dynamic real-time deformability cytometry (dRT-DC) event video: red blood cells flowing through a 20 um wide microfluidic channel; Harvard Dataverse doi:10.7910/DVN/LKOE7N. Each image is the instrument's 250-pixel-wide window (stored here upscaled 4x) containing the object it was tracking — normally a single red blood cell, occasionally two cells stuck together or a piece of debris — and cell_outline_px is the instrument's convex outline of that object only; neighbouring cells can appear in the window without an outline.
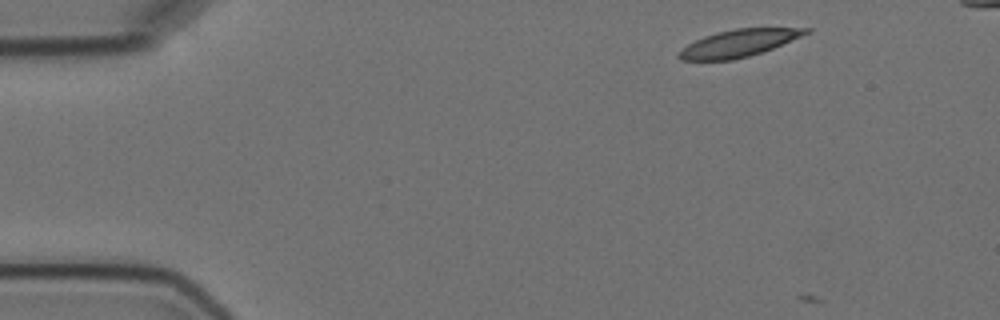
{"species": "Egyptian fruit bat (a non-hibernating species)", "species_latin": "Rousettus aegyptiacus", "temperature_condition": "cold", "stored_images_in_passage": 3, "camera_frame_rate_fps": 3000, "um_per_image_px": 0.085, "animal": {"sex": "female"}, "frame": {"image": 1, "passage_image": 1, "time_ms": 0.0, "image_size_px": [1000, 320], "cell_outline_px": [[812, 32], [772, 48], [748, 56], [732, 60], [680, 60], [676, 56], [688, 44], [704, 36], [736, 28], [812, 28]], "centroid_in_image_um": [62.81, 3.67], "position_along_channel_um": 22.2, "area_um2": 19.77}}